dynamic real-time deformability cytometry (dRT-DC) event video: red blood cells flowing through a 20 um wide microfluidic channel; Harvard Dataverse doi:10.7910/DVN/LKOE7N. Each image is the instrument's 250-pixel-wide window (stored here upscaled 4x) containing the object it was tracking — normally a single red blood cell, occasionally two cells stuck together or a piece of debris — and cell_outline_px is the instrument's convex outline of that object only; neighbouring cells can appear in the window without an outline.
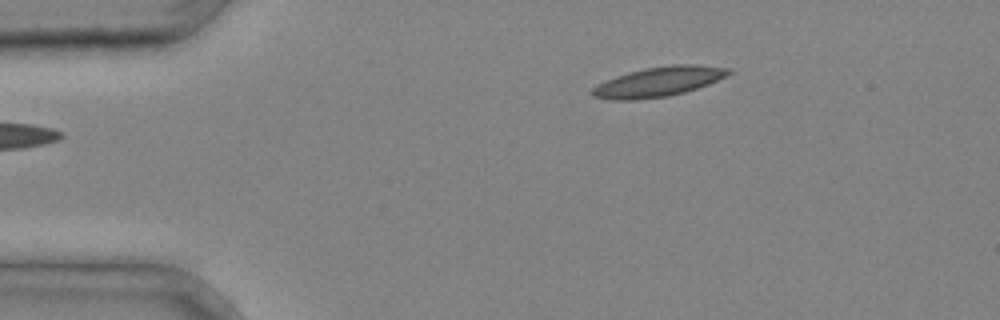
{"species": "common noctule bat (a hibernating species)", "species_latin": "Nyctalus noctula", "temperature_condition": "cold", "stored_images_in_passage": 3, "camera_frame_rate_fps": 3000, "um_per_image_px": 0.085, "animal": {"sex": "male", "body_mass_g": 20.4}, "frame": {"image": 1, "passage_image": 3, "time_ms": 0.667, "image_size_px": [1000, 320], "cell_outline_px": [[732, 72], [708, 84], [684, 92], [668, 96], [636, 100], [612, 100], [592, 96], [588, 92], [592, 88], [616, 76], [628, 72], [644, 68], [672, 64], [692, 64], [732, 68]], "centroid_in_image_um": [55.95, 6.95], "position_along_channel_um": 29.0, "area_um2": 23.52}}